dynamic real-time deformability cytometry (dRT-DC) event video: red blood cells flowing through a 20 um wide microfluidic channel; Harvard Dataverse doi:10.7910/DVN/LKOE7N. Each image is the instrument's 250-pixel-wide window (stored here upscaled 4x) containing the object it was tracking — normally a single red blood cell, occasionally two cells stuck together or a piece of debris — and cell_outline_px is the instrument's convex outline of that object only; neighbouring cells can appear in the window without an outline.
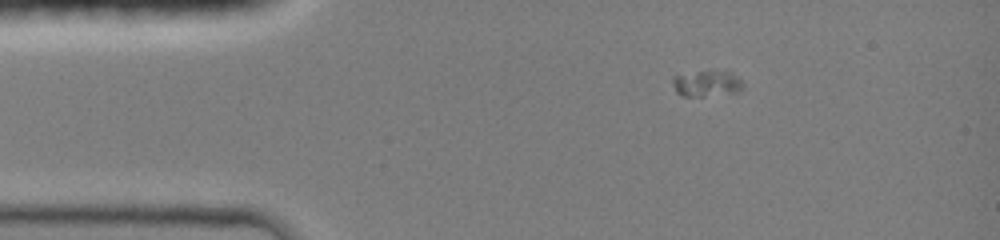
{"species": "common noctule bat (a hibernating species)", "species_latin": "Nyctalus noctula", "temperature_condition": "room temperature", "stored_images_in_passage": 31, "camera_frame_rate_fps": 3000, "um_per_image_px": 0.085, "animal": {"sex": "female", "body_mass_g": 19.0, "forearm_length_mm": 51.5}, "frame": {"image": 1, "passage_image": 9, "time_ms": 2.667, "image_size_px": [1000, 240], "cell_outline_px": [[744, 84], [736, 92], [704, 96], [684, 96], [676, 92], [672, 84], [672, 76], [700, 72], [728, 72], [736, 76]], "centroid_in_image_um": [60.02, 7.12], "position_along_channel_um": 25.0, "area_um2": 10.23}}